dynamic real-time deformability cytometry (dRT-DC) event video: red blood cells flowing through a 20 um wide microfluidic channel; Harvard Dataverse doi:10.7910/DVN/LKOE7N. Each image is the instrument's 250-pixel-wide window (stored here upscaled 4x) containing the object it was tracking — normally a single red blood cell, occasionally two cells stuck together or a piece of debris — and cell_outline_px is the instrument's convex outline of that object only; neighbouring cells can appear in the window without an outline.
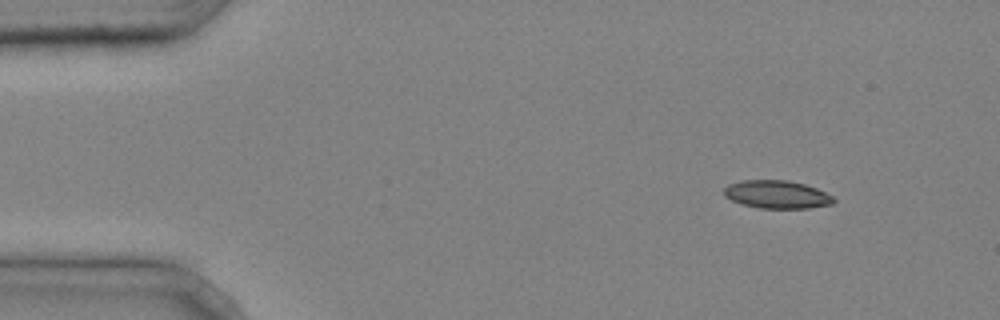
{"species": "common noctule bat (a hibernating species)", "species_latin": "Nyctalus noctula", "temperature_condition": "cold", "stored_images_in_passage": 4, "segment_of_instrument_passage": [1, 2], "camera_frame_rate_fps": 3000, "um_per_image_px": 0.085, "animal": {"sex": "male", "body_mass_g": 20.4}, "frame": {"image": 1, "passage_image": 1, "time_ms": 0.0, "image_size_px": [1000, 320], "cell_outline_px": [[836, 200], [832, 204], [808, 208], [760, 208], [744, 204], [732, 200], [724, 196], [724, 188], [728, 184], [740, 180], [788, 180], [804, 184], [816, 188], [832, 196]], "centroid_in_image_um": [66.02, 16.52], "position_along_channel_um": 19.0, "area_um2": 17.8}}